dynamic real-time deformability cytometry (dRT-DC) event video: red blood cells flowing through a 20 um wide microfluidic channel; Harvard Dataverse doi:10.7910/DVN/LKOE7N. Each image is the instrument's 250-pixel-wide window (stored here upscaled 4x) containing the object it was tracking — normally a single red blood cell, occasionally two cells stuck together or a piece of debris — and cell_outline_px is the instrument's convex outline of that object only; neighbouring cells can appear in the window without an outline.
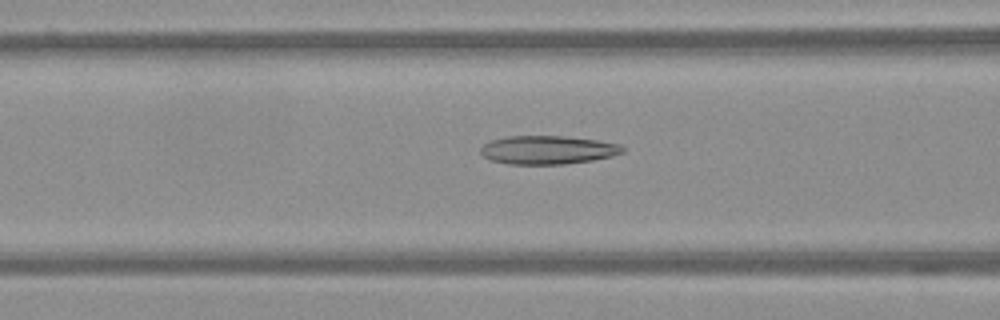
{"species": "Egyptian fruit bat (a non-hibernating species)", "species_latin": "Rousettus aegyptiacus", "temperature_condition": "warm", "stored_images_in_passage": 51, "camera_frame_rate_fps": 3000, "um_per_image_px": 0.085, "frame": {"image": 1, "passage_image": 18, "time_ms": 5.667, "image_size_px": [1000, 320], "cell_outline_px": [[624, 152], [612, 156], [592, 160], [564, 164], [508, 164], [488, 160], [480, 152], [480, 148], [484, 144], [492, 140], [508, 136], [564, 136], [596, 140], [620, 144], [624, 148]], "centroid_in_image_um": [46.54, 12.74], "position_along_channel_um": 120.1, "area_um2": 23.58}}
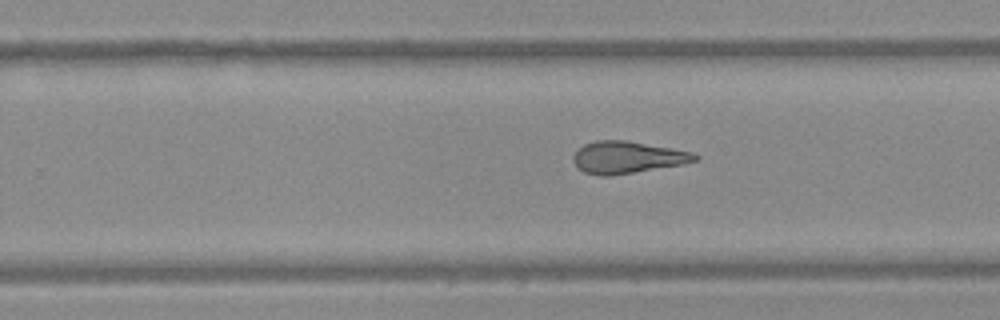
{"frame": {"image": 2, "passage_image": 31, "time_ms": 10.0, "image_size_px": [1000, 320], "cell_outline_px": [[700, 156], [696, 160], [684, 164], [608, 176], [600, 176], [584, 172], [572, 160], [572, 156], [584, 144], [596, 140], [628, 140], [672, 148], [692, 152]], "centroid_in_image_um": [53.33, 13.36], "position_along_channel_um": 276.5, "area_um2": 22.6}}
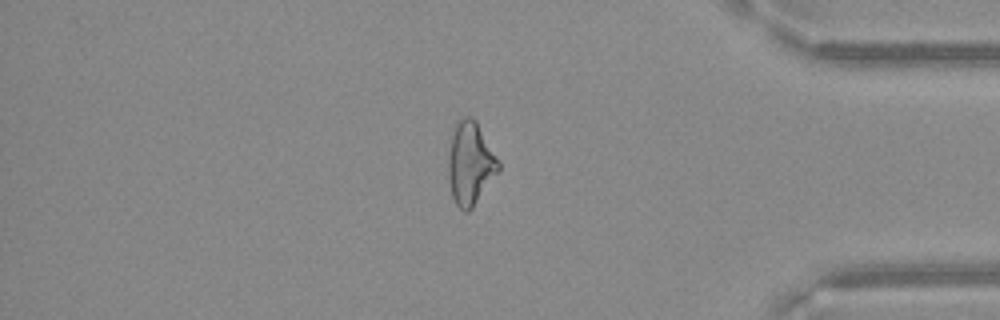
{"frame": {"image": 3, "passage_image": 43, "time_ms": 14.0, "image_size_px": [1000, 320], "cell_outline_px": [[500, 168], [472, 208], [468, 212], [464, 212], [456, 204], [452, 196], [448, 176], [448, 156], [452, 136], [456, 124], [464, 116], [472, 116], [476, 120], [500, 164]], "centroid_in_image_um": [39.95, 13.89], "position_along_channel_um": 395.2, "area_um2": 23.76}}